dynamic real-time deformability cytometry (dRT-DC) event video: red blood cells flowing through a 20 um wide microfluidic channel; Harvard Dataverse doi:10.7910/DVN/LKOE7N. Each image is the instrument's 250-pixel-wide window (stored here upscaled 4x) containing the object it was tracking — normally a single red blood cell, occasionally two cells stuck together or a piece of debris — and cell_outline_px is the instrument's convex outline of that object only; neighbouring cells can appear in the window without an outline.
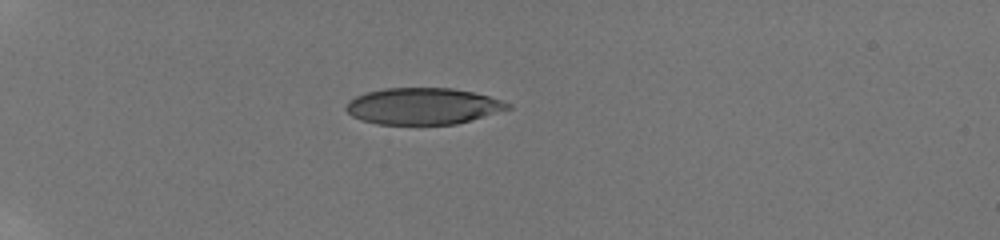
{"species": "human", "species_latin": "Homo sapiens", "temperature_condition": "room temperature", "stored_images_in_passage": 16, "camera_frame_rate_fps": 3000, "um_per_image_px": 0.085, "donor": {"sex": "male"}, "frame": {"image": 1, "passage_image": 1, "time_ms": 0.0, "image_size_px": [1000, 240], "cell_outline_px": [[512, 108], [456, 124], [376, 124], [360, 120], [352, 116], [344, 108], [348, 100], [356, 96], [368, 92], [384, 88], [452, 88], [472, 92], [488, 96], [512, 104]], "centroid_in_image_um": [35.92, 9.02], "position_along_channel_um": 49.1, "area_um2": 34.33}}
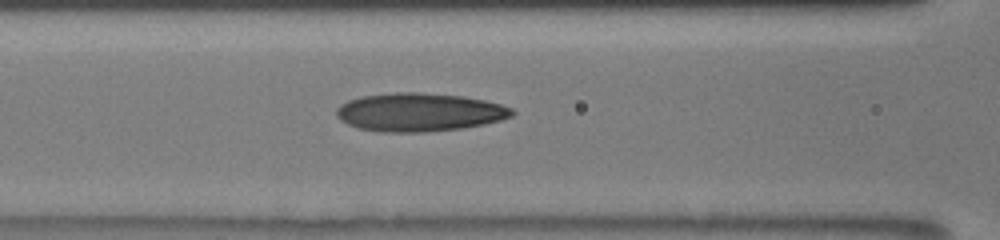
{"frame": {"image": 2, "passage_image": 8, "time_ms": 3.333, "image_size_px": [1000, 240], "cell_outline_px": [[516, 112], [512, 116], [500, 120], [484, 124], [464, 128], [424, 132], [384, 132], [360, 128], [348, 124], [340, 120], [336, 116], [336, 108], [340, 104], [348, 100], [360, 96], [396, 92], [416, 92], [460, 96], [484, 100], [500, 104], [512, 108]], "centroid_in_image_um": [35.63, 9.54], "position_along_channel_um": 131.0, "area_um2": 39.25}}
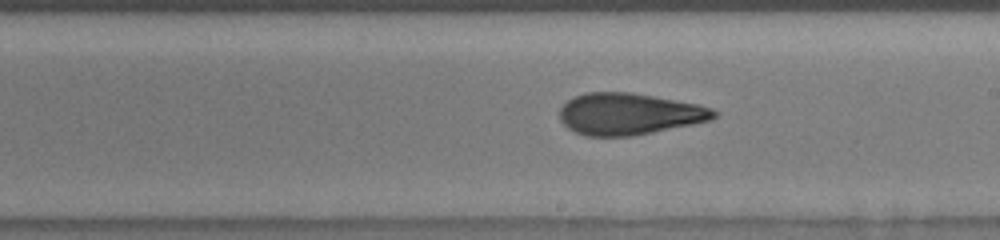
{"frame": {"image": 3, "passage_image": 14, "time_ms": 6.0, "image_size_px": [1000, 240], "cell_outline_px": [[720, 112], [712, 120], [632, 136], [584, 136], [568, 128], [560, 120], [560, 108], [572, 96], [584, 92], [632, 92], [700, 104], [712, 108]], "centroid_in_image_um": [53.48, 9.67], "position_along_channel_um": 235.5, "area_um2": 37.69}}